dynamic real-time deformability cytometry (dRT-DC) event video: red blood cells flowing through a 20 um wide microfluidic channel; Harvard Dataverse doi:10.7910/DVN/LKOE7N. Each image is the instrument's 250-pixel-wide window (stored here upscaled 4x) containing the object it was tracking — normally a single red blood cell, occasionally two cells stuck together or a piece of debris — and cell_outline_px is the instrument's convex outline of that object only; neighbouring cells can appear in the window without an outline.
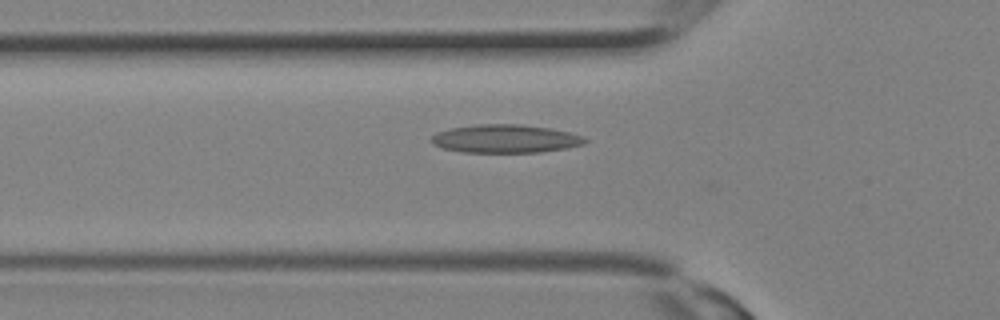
{"species": "Egyptian fruit bat (a non-hibernating species)", "species_latin": "Rousettus aegyptiacus", "temperature_condition": "room temperature", "stored_images_in_passage": 15, "camera_frame_rate_fps": 3000, "um_per_image_px": 0.085, "animal": {"sex": "female"}, "frame": {"image": 1, "passage_image": 9, "time_ms": 2.667, "image_size_px": [1000, 320], "cell_outline_px": [[588, 140], [584, 144], [568, 148], [540, 152], [460, 152], [444, 148], [432, 144], [432, 136], [448, 128], [480, 124], [520, 124], [552, 128], [584, 136]], "centroid_in_image_um": [43.0, 11.79], "position_along_channel_um": 82.8, "area_um2": 25.32}}
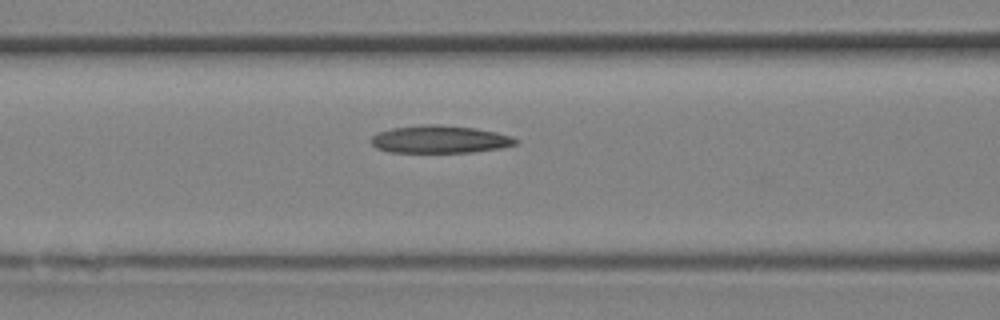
{"frame": {"image": 2, "passage_image": 11, "time_ms": 3.333, "image_size_px": [1000, 320], "cell_outline_px": [[520, 140], [516, 144], [504, 148], [472, 152], [388, 152], [376, 148], [368, 140], [376, 132], [392, 128], [424, 124], [440, 124], [476, 128], [496, 132], [512, 136]], "centroid_in_image_um": [37.38, 11.84], "position_along_channel_um": 129.2, "area_um2": 23.64}}
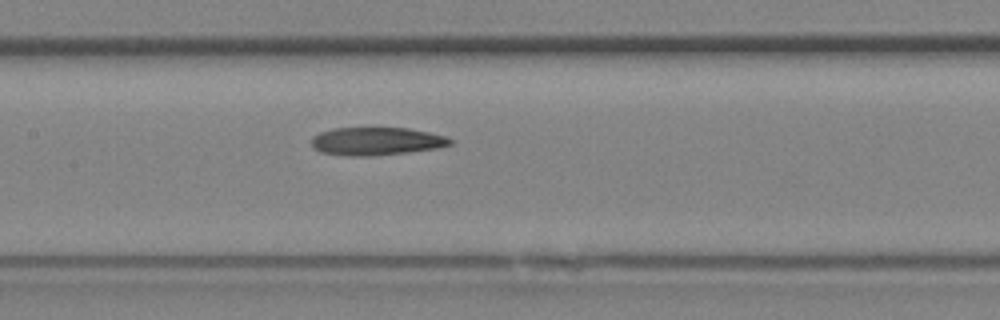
{"frame": {"image": 3, "passage_image": 13, "time_ms": 4.0, "image_size_px": [1000, 320], "cell_outline_px": [[452, 144], [440, 148], [408, 152], [368, 156], [348, 156], [320, 152], [312, 144], [312, 136], [320, 132], [332, 128], [408, 128], [428, 132], [444, 136], [452, 140]], "centroid_in_image_um": [31.99, 12.0], "position_along_channel_um": 175.4, "area_um2": 22.54}}